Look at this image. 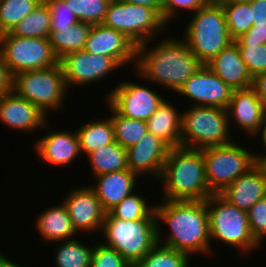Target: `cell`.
Masks as SVG:
<instances>
[{"instance_id":"6da1fadb","label":"cell","mask_w":266,"mask_h":267,"mask_svg":"<svg viewBox=\"0 0 266 267\" xmlns=\"http://www.w3.org/2000/svg\"><path fill=\"white\" fill-rule=\"evenodd\" d=\"M160 200L155 205L157 242L192 257L212 255L206 200ZM162 224L169 229L166 237Z\"/></svg>"},{"instance_id":"7a4b0ae2","label":"cell","mask_w":266,"mask_h":267,"mask_svg":"<svg viewBox=\"0 0 266 267\" xmlns=\"http://www.w3.org/2000/svg\"><path fill=\"white\" fill-rule=\"evenodd\" d=\"M165 38L155 42L154 47L150 45L152 40L138 45L136 63L132 66L138 79H146L176 93L203 63L182 37L166 35Z\"/></svg>"},{"instance_id":"3957f363","label":"cell","mask_w":266,"mask_h":267,"mask_svg":"<svg viewBox=\"0 0 266 267\" xmlns=\"http://www.w3.org/2000/svg\"><path fill=\"white\" fill-rule=\"evenodd\" d=\"M164 200H206L207 185L201 149L171 148L159 178Z\"/></svg>"},{"instance_id":"277c9868","label":"cell","mask_w":266,"mask_h":267,"mask_svg":"<svg viewBox=\"0 0 266 267\" xmlns=\"http://www.w3.org/2000/svg\"><path fill=\"white\" fill-rule=\"evenodd\" d=\"M190 17L181 37L203 64L233 42L224 10L217 0H209Z\"/></svg>"},{"instance_id":"5b68a950","label":"cell","mask_w":266,"mask_h":267,"mask_svg":"<svg viewBox=\"0 0 266 267\" xmlns=\"http://www.w3.org/2000/svg\"><path fill=\"white\" fill-rule=\"evenodd\" d=\"M206 206L212 242L216 240L231 248L233 246L242 256L260 249L262 245L251 234L246 211L230 204L220 194H211L206 199Z\"/></svg>"},{"instance_id":"8992f818","label":"cell","mask_w":266,"mask_h":267,"mask_svg":"<svg viewBox=\"0 0 266 267\" xmlns=\"http://www.w3.org/2000/svg\"><path fill=\"white\" fill-rule=\"evenodd\" d=\"M101 235L105 239L102 243L114 248L134 266L158 243L157 220H120L108 212L104 218Z\"/></svg>"},{"instance_id":"52a82bcc","label":"cell","mask_w":266,"mask_h":267,"mask_svg":"<svg viewBox=\"0 0 266 267\" xmlns=\"http://www.w3.org/2000/svg\"><path fill=\"white\" fill-rule=\"evenodd\" d=\"M12 90L36 105L48 117L51 115L49 111L57 112L65 108L63 104L70 91L59 63L53 67L16 74L12 77Z\"/></svg>"},{"instance_id":"ba28073f","label":"cell","mask_w":266,"mask_h":267,"mask_svg":"<svg viewBox=\"0 0 266 267\" xmlns=\"http://www.w3.org/2000/svg\"><path fill=\"white\" fill-rule=\"evenodd\" d=\"M233 140L226 109L191 105L186 111L182 110L181 147L202 149Z\"/></svg>"},{"instance_id":"9c48e42d","label":"cell","mask_w":266,"mask_h":267,"mask_svg":"<svg viewBox=\"0 0 266 267\" xmlns=\"http://www.w3.org/2000/svg\"><path fill=\"white\" fill-rule=\"evenodd\" d=\"M102 24L123 33L137 46L157 40V35L168 29L156 8L120 0H111Z\"/></svg>"},{"instance_id":"30bf717a","label":"cell","mask_w":266,"mask_h":267,"mask_svg":"<svg viewBox=\"0 0 266 267\" xmlns=\"http://www.w3.org/2000/svg\"><path fill=\"white\" fill-rule=\"evenodd\" d=\"M235 140L229 144L201 149L207 185L213 194H220L258 162L256 152H250L249 148L239 145Z\"/></svg>"},{"instance_id":"8fae6325","label":"cell","mask_w":266,"mask_h":267,"mask_svg":"<svg viewBox=\"0 0 266 267\" xmlns=\"http://www.w3.org/2000/svg\"><path fill=\"white\" fill-rule=\"evenodd\" d=\"M0 51L11 77L24 71L58 64L48 38L17 37L9 32L0 36Z\"/></svg>"},{"instance_id":"7c38bea8","label":"cell","mask_w":266,"mask_h":267,"mask_svg":"<svg viewBox=\"0 0 266 267\" xmlns=\"http://www.w3.org/2000/svg\"><path fill=\"white\" fill-rule=\"evenodd\" d=\"M105 95V101L118 114L144 121H147L164 101L163 96L155 89L127 79L120 81Z\"/></svg>"},{"instance_id":"4fadbf2b","label":"cell","mask_w":266,"mask_h":267,"mask_svg":"<svg viewBox=\"0 0 266 267\" xmlns=\"http://www.w3.org/2000/svg\"><path fill=\"white\" fill-rule=\"evenodd\" d=\"M61 66L68 90L71 87H83L99 83L108 78L114 70L121 66L111 57L89 53L85 50L71 52L58 60Z\"/></svg>"},{"instance_id":"5bb4252c","label":"cell","mask_w":266,"mask_h":267,"mask_svg":"<svg viewBox=\"0 0 266 267\" xmlns=\"http://www.w3.org/2000/svg\"><path fill=\"white\" fill-rule=\"evenodd\" d=\"M234 89L203 64L178 89L177 94L192 101L194 106H215L226 109ZM190 100H189V99Z\"/></svg>"},{"instance_id":"9a60e30c","label":"cell","mask_w":266,"mask_h":267,"mask_svg":"<svg viewBox=\"0 0 266 267\" xmlns=\"http://www.w3.org/2000/svg\"><path fill=\"white\" fill-rule=\"evenodd\" d=\"M62 202L77 234L101 233L106 212L89 185L74 187Z\"/></svg>"},{"instance_id":"2e32d148","label":"cell","mask_w":266,"mask_h":267,"mask_svg":"<svg viewBox=\"0 0 266 267\" xmlns=\"http://www.w3.org/2000/svg\"><path fill=\"white\" fill-rule=\"evenodd\" d=\"M48 118L51 116L48 117L36 105L18 96L13 90L0 97V122L17 133L30 132L33 135L42 128L47 129L51 126Z\"/></svg>"},{"instance_id":"e0dca14e","label":"cell","mask_w":266,"mask_h":267,"mask_svg":"<svg viewBox=\"0 0 266 267\" xmlns=\"http://www.w3.org/2000/svg\"><path fill=\"white\" fill-rule=\"evenodd\" d=\"M83 50L109 56L122 68L136 63L137 45L123 33L102 23L92 25Z\"/></svg>"},{"instance_id":"ac0fdd59","label":"cell","mask_w":266,"mask_h":267,"mask_svg":"<svg viewBox=\"0 0 266 267\" xmlns=\"http://www.w3.org/2000/svg\"><path fill=\"white\" fill-rule=\"evenodd\" d=\"M226 110L230 132L234 122L244 135L256 137L260 134L265 120V104L251 87L234 90Z\"/></svg>"},{"instance_id":"d6986e66","label":"cell","mask_w":266,"mask_h":267,"mask_svg":"<svg viewBox=\"0 0 266 267\" xmlns=\"http://www.w3.org/2000/svg\"><path fill=\"white\" fill-rule=\"evenodd\" d=\"M170 149L160 138L147 132L139 142L126 149L129 170L139 179L148 175L158 180Z\"/></svg>"},{"instance_id":"ffe728a7","label":"cell","mask_w":266,"mask_h":267,"mask_svg":"<svg viewBox=\"0 0 266 267\" xmlns=\"http://www.w3.org/2000/svg\"><path fill=\"white\" fill-rule=\"evenodd\" d=\"M38 138L35 143V150L41 162L56 167L69 166L80 159V145L77 131L58 130L50 131ZM69 164V165H68Z\"/></svg>"},{"instance_id":"44dd1931","label":"cell","mask_w":266,"mask_h":267,"mask_svg":"<svg viewBox=\"0 0 266 267\" xmlns=\"http://www.w3.org/2000/svg\"><path fill=\"white\" fill-rule=\"evenodd\" d=\"M220 195L230 204L247 212L258 200L266 197L265 169L257 162L228 185Z\"/></svg>"},{"instance_id":"7402d4cb","label":"cell","mask_w":266,"mask_h":267,"mask_svg":"<svg viewBox=\"0 0 266 267\" xmlns=\"http://www.w3.org/2000/svg\"><path fill=\"white\" fill-rule=\"evenodd\" d=\"M93 178L96 183L89 187L95 192L106 213L135 192L139 182L137 180H140L129 169L104 173Z\"/></svg>"},{"instance_id":"603a6c76","label":"cell","mask_w":266,"mask_h":267,"mask_svg":"<svg viewBox=\"0 0 266 267\" xmlns=\"http://www.w3.org/2000/svg\"><path fill=\"white\" fill-rule=\"evenodd\" d=\"M206 65L234 90L247 89L252 85L253 77L235 41L221 50Z\"/></svg>"},{"instance_id":"cb8c5ba5","label":"cell","mask_w":266,"mask_h":267,"mask_svg":"<svg viewBox=\"0 0 266 267\" xmlns=\"http://www.w3.org/2000/svg\"><path fill=\"white\" fill-rule=\"evenodd\" d=\"M34 221L35 229L43 241L55 244L58 241L72 240L77 236L72 220L62 200L60 204L41 211Z\"/></svg>"},{"instance_id":"d4e9b609","label":"cell","mask_w":266,"mask_h":267,"mask_svg":"<svg viewBox=\"0 0 266 267\" xmlns=\"http://www.w3.org/2000/svg\"><path fill=\"white\" fill-rule=\"evenodd\" d=\"M166 99L146 121L147 130L160 138L170 148L181 147L182 111Z\"/></svg>"},{"instance_id":"484cf974","label":"cell","mask_w":266,"mask_h":267,"mask_svg":"<svg viewBox=\"0 0 266 267\" xmlns=\"http://www.w3.org/2000/svg\"><path fill=\"white\" fill-rule=\"evenodd\" d=\"M79 127L76 131L79 137L81 156L85 153L86 157L96 149L115 141L114 127L108 116L101 120L97 118L88 120Z\"/></svg>"},{"instance_id":"4316f807","label":"cell","mask_w":266,"mask_h":267,"mask_svg":"<svg viewBox=\"0 0 266 267\" xmlns=\"http://www.w3.org/2000/svg\"><path fill=\"white\" fill-rule=\"evenodd\" d=\"M91 27L89 23L78 21L70 29L51 30L48 39L57 59L71 52L83 50Z\"/></svg>"},{"instance_id":"83f0119b","label":"cell","mask_w":266,"mask_h":267,"mask_svg":"<svg viewBox=\"0 0 266 267\" xmlns=\"http://www.w3.org/2000/svg\"><path fill=\"white\" fill-rule=\"evenodd\" d=\"M87 160L92 168V177L129 169L126 149L115 141L91 152Z\"/></svg>"},{"instance_id":"f1b7e54d","label":"cell","mask_w":266,"mask_h":267,"mask_svg":"<svg viewBox=\"0 0 266 267\" xmlns=\"http://www.w3.org/2000/svg\"><path fill=\"white\" fill-rule=\"evenodd\" d=\"M51 31V10L45 0L16 24L9 32L17 37L49 38Z\"/></svg>"},{"instance_id":"f546056e","label":"cell","mask_w":266,"mask_h":267,"mask_svg":"<svg viewBox=\"0 0 266 267\" xmlns=\"http://www.w3.org/2000/svg\"><path fill=\"white\" fill-rule=\"evenodd\" d=\"M91 245L92 248L76 239L58 241L54 251L55 267H90L94 250Z\"/></svg>"},{"instance_id":"4dcf8cb0","label":"cell","mask_w":266,"mask_h":267,"mask_svg":"<svg viewBox=\"0 0 266 267\" xmlns=\"http://www.w3.org/2000/svg\"><path fill=\"white\" fill-rule=\"evenodd\" d=\"M112 113L110 119L114 127V139L119 145L128 149L141 140L148 132L147 123L140 119H131L118 114L108 103Z\"/></svg>"},{"instance_id":"1f68e13d","label":"cell","mask_w":266,"mask_h":267,"mask_svg":"<svg viewBox=\"0 0 266 267\" xmlns=\"http://www.w3.org/2000/svg\"><path fill=\"white\" fill-rule=\"evenodd\" d=\"M225 13L228 33L235 41L245 34L253 25L251 2L235 3L231 1H218Z\"/></svg>"},{"instance_id":"d6a6232c","label":"cell","mask_w":266,"mask_h":267,"mask_svg":"<svg viewBox=\"0 0 266 267\" xmlns=\"http://www.w3.org/2000/svg\"><path fill=\"white\" fill-rule=\"evenodd\" d=\"M187 253L157 243L133 267H190Z\"/></svg>"},{"instance_id":"836d02e7","label":"cell","mask_w":266,"mask_h":267,"mask_svg":"<svg viewBox=\"0 0 266 267\" xmlns=\"http://www.w3.org/2000/svg\"><path fill=\"white\" fill-rule=\"evenodd\" d=\"M133 192L109 213L120 220H139L144 218H156L155 203L151 204L140 193ZM149 204V205H148Z\"/></svg>"},{"instance_id":"e575fe53","label":"cell","mask_w":266,"mask_h":267,"mask_svg":"<svg viewBox=\"0 0 266 267\" xmlns=\"http://www.w3.org/2000/svg\"><path fill=\"white\" fill-rule=\"evenodd\" d=\"M42 0H0V32L7 33Z\"/></svg>"},{"instance_id":"d590c367","label":"cell","mask_w":266,"mask_h":267,"mask_svg":"<svg viewBox=\"0 0 266 267\" xmlns=\"http://www.w3.org/2000/svg\"><path fill=\"white\" fill-rule=\"evenodd\" d=\"M78 21L91 25L101 24L111 0H65Z\"/></svg>"},{"instance_id":"8d00e7d4","label":"cell","mask_w":266,"mask_h":267,"mask_svg":"<svg viewBox=\"0 0 266 267\" xmlns=\"http://www.w3.org/2000/svg\"><path fill=\"white\" fill-rule=\"evenodd\" d=\"M252 77L266 72V44H237Z\"/></svg>"},{"instance_id":"74e56055","label":"cell","mask_w":266,"mask_h":267,"mask_svg":"<svg viewBox=\"0 0 266 267\" xmlns=\"http://www.w3.org/2000/svg\"><path fill=\"white\" fill-rule=\"evenodd\" d=\"M90 267H133L114 248L101 241L94 244Z\"/></svg>"},{"instance_id":"f35d334b","label":"cell","mask_w":266,"mask_h":267,"mask_svg":"<svg viewBox=\"0 0 266 267\" xmlns=\"http://www.w3.org/2000/svg\"><path fill=\"white\" fill-rule=\"evenodd\" d=\"M247 214L251 234L261 245L266 240V197L258 200Z\"/></svg>"},{"instance_id":"ab89813d","label":"cell","mask_w":266,"mask_h":267,"mask_svg":"<svg viewBox=\"0 0 266 267\" xmlns=\"http://www.w3.org/2000/svg\"><path fill=\"white\" fill-rule=\"evenodd\" d=\"M51 10V30L70 29L78 19L65 0H45Z\"/></svg>"},{"instance_id":"60d3db41","label":"cell","mask_w":266,"mask_h":267,"mask_svg":"<svg viewBox=\"0 0 266 267\" xmlns=\"http://www.w3.org/2000/svg\"><path fill=\"white\" fill-rule=\"evenodd\" d=\"M209 0H162L161 16L164 22L169 26L179 11L195 13L203 7ZM179 10V11H178Z\"/></svg>"},{"instance_id":"b9f144b4","label":"cell","mask_w":266,"mask_h":267,"mask_svg":"<svg viewBox=\"0 0 266 267\" xmlns=\"http://www.w3.org/2000/svg\"><path fill=\"white\" fill-rule=\"evenodd\" d=\"M235 42L237 44H266V25H252Z\"/></svg>"},{"instance_id":"7bdbcfd3","label":"cell","mask_w":266,"mask_h":267,"mask_svg":"<svg viewBox=\"0 0 266 267\" xmlns=\"http://www.w3.org/2000/svg\"><path fill=\"white\" fill-rule=\"evenodd\" d=\"M251 6L253 25H266V0H253Z\"/></svg>"},{"instance_id":"ee69618b","label":"cell","mask_w":266,"mask_h":267,"mask_svg":"<svg viewBox=\"0 0 266 267\" xmlns=\"http://www.w3.org/2000/svg\"><path fill=\"white\" fill-rule=\"evenodd\" d=\"M12 90V77L3 61L0 51V97Z\"/></svg>"},{"instance_id":"f6af8a7d","label":"cell","mask_w":266,"mask_h":267,"mask_svg":"<svg viewBox=\"0 0 266 267\" xmlns=\"http://www.w3.org/2000/svg\"><path fill=\"white\" fill-rule=\"evenodd\" d=\"M251 88L266 106V72L253 77Z\"/></svg>"},{"instance_id":"bcb514c9","label":"cell","mask_w":266,"mask_h":267,"mask_svg":"<svg viewBox=\"0 0 266 267\" xmlns=\"http://www.w3.org/2000/svg\"><path fill=\"white\" fill-rule=\"evenodd\" d=\"M131 4L145 5L151 8H156L161 13L162 0H120Z\"/></svg>"},{"instance_id":"7dc6e473","label":"cell","mask_w":266,"mask_h":267,"mask_svg":"<svg viewBox=\"0 0 266 267\" xmlns=\"http://www.w3.org/2000/svg\"><path fill=\"white\" fill-rule=\"evenodd\" d=\"M0 267H23L22 265L16 264L15 261L8 259L7 255L0 251ZM25 267V266H24Z\"/></svg>"},{"instance_id":"c3c4849f","label":"cell","mask_w":266,"mask_h":267,"mask_svg":"<svg viewBox=\"0 0 266 267\" xmlns=\"http://www.w3.org/2000/svg\"><path fill=\"white\" fill-rule=\"evenodd\" d=\"M258 136H259V138H261V139H259V141L261 140V142H262L261 145L264 146V149H263L264 153L263 154H266V152H265L266 151V119L264 120V124H263L261 132Z\"/></svg>"},{"instance_id":"681fc988","label":"cell","mask_w":266,"mask_h":267,"mask_svg":"<svg viewBox=\"0 0 266 267\" xmlns=\"http://www.w3.org/2000/svg\"><path fill=\"white\" fill-rule=\"evenodd\" d=\"M256 155L258 158V162L262 165V167L266 171V154H262V153L258 152V153H256Z\"/></svg>"},{"instance_id":"f907efd6","label":"cell","mask_w":266,"mask_h":267,"mask_svg":"<svg viewBox=\"0 0 266 267\" xmlns=\"http://www.w3.org/2000/svg\"><path fill=\"white\" fill-rule=\"evenodd\" d=\"M217 1H231L235 3H245V2H252L253 0H217Z\"/></svg>"}]
</instances>
